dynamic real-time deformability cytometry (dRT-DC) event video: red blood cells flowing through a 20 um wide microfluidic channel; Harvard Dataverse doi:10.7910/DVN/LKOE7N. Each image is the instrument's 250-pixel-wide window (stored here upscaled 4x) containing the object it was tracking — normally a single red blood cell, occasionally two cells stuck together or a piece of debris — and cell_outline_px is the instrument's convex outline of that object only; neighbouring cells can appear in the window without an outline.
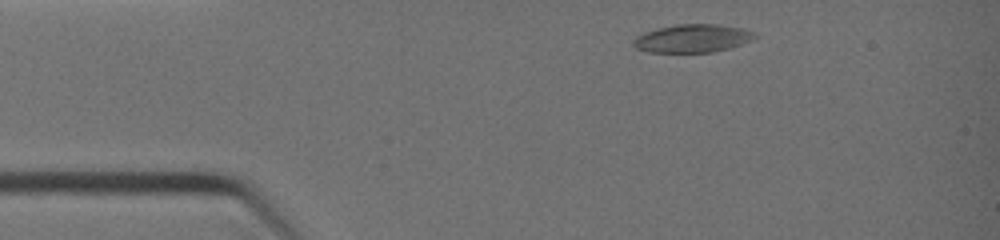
{"species": "common noctule bat (a hibernating species)", "species_latin": "Nyctalus noctula", "temperature_condition": "warm", "stored_images_in_passage": 29, "camera_frame_rate_fps": 3000, "um_per_image_px": 0.085, "animal": {"sex": "female", "body_mass_g": 19.0, "forearm_length_mm": 51.5}, "frame": {"image": 1, "passage_image": 1, "time_ms": 0.0, "image_size_px": [1000, 240], "cell_outline_px": [[756, 36], [740, 44], [728, 48], [712, 52], [648, 52], [636, 48], [632, 44], [632, 40], [636, 36], [644, 32], [656, 28], [676, 24], [716, 24], [744, 28], [756, 32]], "centroid_in_image_um": [58.81, 3.25], "position_along_channel_um": 26.2, "area_um2": 19.88}}
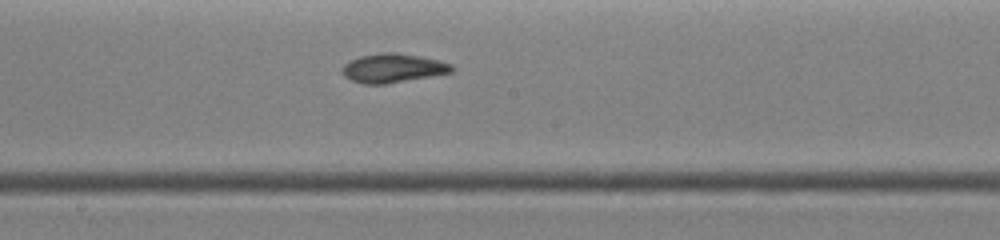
{"frame": {"image": 2, "passage_image": 16, "time_ms": 5.0, "image_size_px": [1000, 240], "cell_outline_px": [[456, 68], [452, 72], [384, 84], [364, 84], [352, 80], [344, 76], [340, 72], [344, 64], [360, 56], [384, 52], [396, 52], [420, 56], [440, 60], [452, 64]], "centroid_in_image_um": [33.41, 5.78], "position_along_channel_um": 214.8, "area_um2": 18.44}}
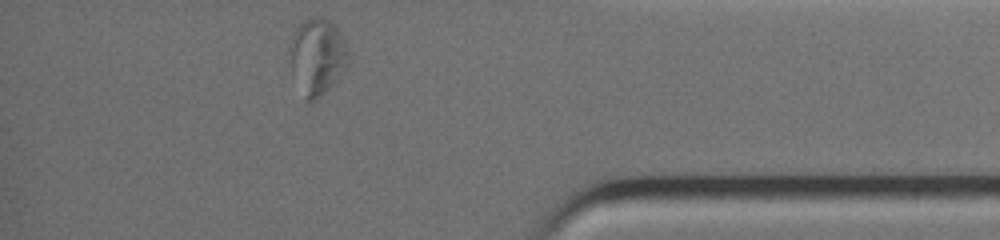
{"frame": {"image": 3, "passage_image": 29, "time_ms": 9.333, "image_size_px": [1000, 240], "cell_outline_px": [[348, 64], [340, 76], [324, 92], [312, 100], [304, 100], [292, 68], [288, 48], [288, 44], [296, 28], [308, 16], [324, 16], [336, 24], [348, 48]], "centroid_in_image_um": [26.97, 4.71], "position_along_channel_um": 408.2, "area_um2": 26.13}, "authors_computed_cell_mechanics": {"area_um2": 19.074, "velocity_mm_per_s": 4.8433, "shape_relaxation_time_tau1_ms": null, "shape_relaxation_time_tau2_ms": 2.554, "deformation_change_tau1": null, "deformation_change_tau2": 0.0951}}